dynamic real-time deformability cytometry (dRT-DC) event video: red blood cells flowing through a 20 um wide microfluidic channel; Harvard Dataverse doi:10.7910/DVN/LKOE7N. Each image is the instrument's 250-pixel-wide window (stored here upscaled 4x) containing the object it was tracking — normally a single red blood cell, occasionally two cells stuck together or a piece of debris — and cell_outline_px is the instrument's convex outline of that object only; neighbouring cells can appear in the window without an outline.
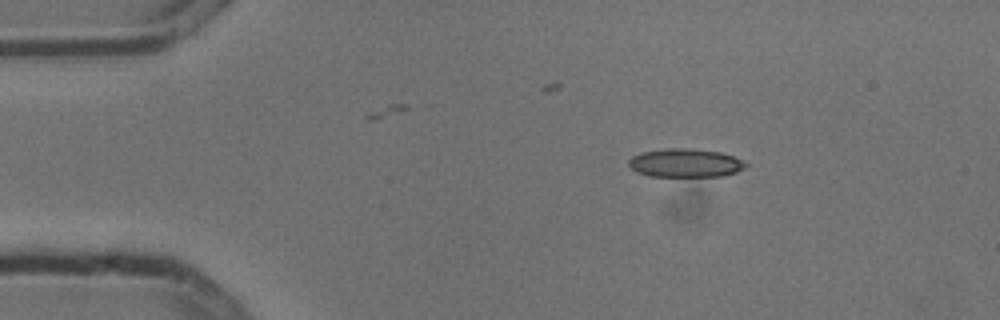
{"species": "common noctule bat (a hibernating species)", "species_latin": "Nyctalus noctula", "temperature_condition": "cold", "stored_images_in_passage": 3, "camera_frame_rate_fps": 3000, "um_per_image_px": 0.085, "animal": {"sex": "male", "body_mass_g": 13.3}, "frame": {"image": 1, "passage_image": 1, "time_ms": 0.0, "image_size_px": [1000, 320], "cell_outline_px": [[748, 164], [744, 168], [736, 172], [724, 176], [648, 176], [636, 172], [628, 164], [628, 160], [632, 156], [640, 152], [668, 148], [688, 148], [720, 152], [732, 156]], "centroid_in_image_um": [58.21, 13.85], "position_along_channel_um": 26.8, "area_um2": 19.42}}
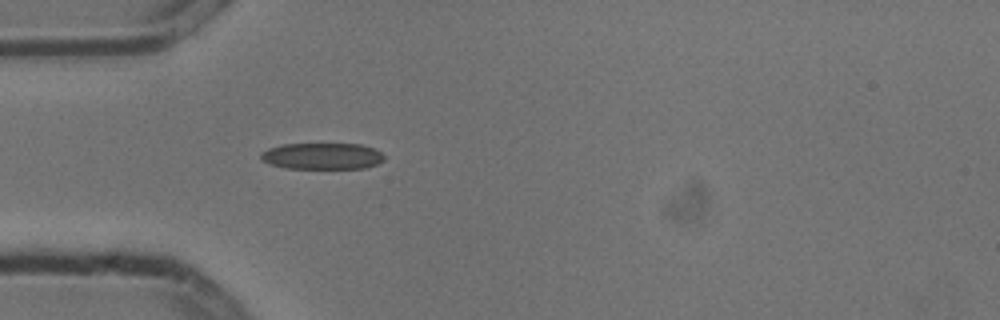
{"frame": {"image": 2, "passage_image": 3, "time_ms": 0.667, "image_size_px": [1000, 320], "cell_outline_px": [[384, 160], [376, 164], [364, 168], [284, 168], [260, 160], [260, 152], [268, 148], [284, 144], [360, 144], [372, 148], [380, 152], [384, 156]], "centroid_in_image_um": [27.35, 13.26], "position_along_channel_um": 57.6, "area_um2": 18.9}}